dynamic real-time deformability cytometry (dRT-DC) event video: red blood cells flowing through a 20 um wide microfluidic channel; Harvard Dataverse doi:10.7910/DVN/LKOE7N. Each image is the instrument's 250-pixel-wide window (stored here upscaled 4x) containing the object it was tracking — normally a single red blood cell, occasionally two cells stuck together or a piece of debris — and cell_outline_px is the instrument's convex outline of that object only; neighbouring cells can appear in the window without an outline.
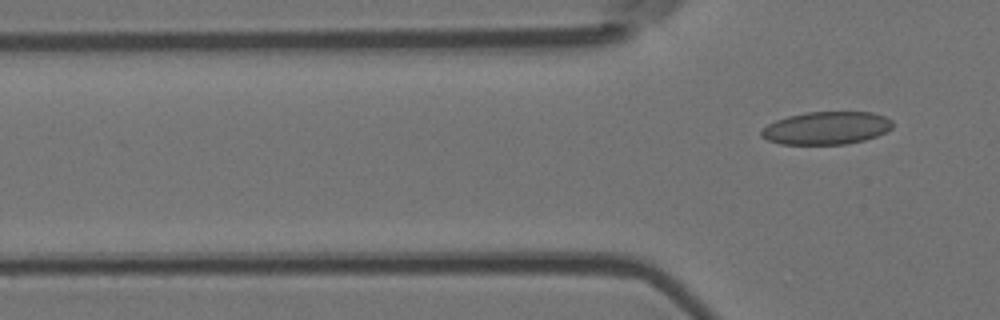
{"species": "Egyptian fruit bat (a non-hibernating species)", "species_latin": "Rousettus aegyptiacus", "temperature_condition": "room temperature", "stored_images_in_passage": 3, "segment_of_instrument_passage": [2, 2], "camera_frame_rate_fps": 3000, "um_per_image_px": 0.085, "animal": {"sex": "female"}, "frame": {"image": 1, "passage_image": 3, "time_ms": 0.667, "image_size_px": [1000, 320], "cell_outline_px": [[892, 128], [876, 136], [864, 140], [848, 144], [780, 144], [768, 140], [760, 136], [760, 128], [776, 120], [788, 116], [808, 112], [872, 112], [884, 116], [892, 120]], "centroid_in_image_um": [70.22, 10.88], "position_along_channel_um": 55.6, "area_um2": 25.14}}